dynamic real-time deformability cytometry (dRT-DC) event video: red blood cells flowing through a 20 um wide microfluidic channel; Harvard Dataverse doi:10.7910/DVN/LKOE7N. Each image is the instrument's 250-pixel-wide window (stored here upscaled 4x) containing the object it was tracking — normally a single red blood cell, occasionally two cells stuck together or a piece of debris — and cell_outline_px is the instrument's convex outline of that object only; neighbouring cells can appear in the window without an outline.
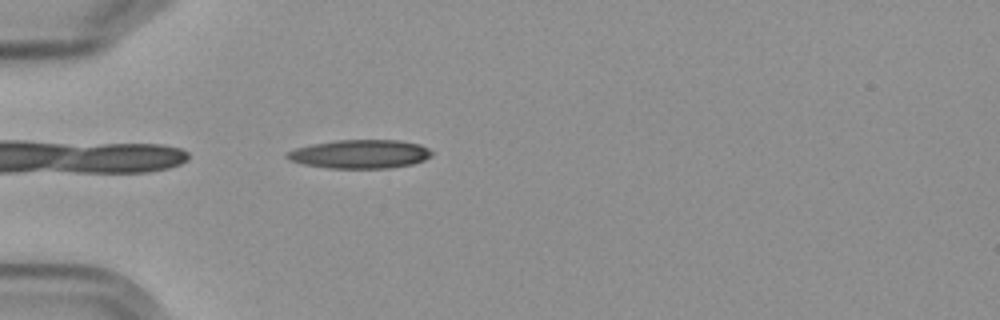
{"species": "Egyptian fruit bat (a non-hibernating species)", "species_latin": "Rousettus aegyptiacus", "temperature_condition": "cold", "stored_images_in_passage": 1, "camera_frame_rate_fps": 3000, "um_per_image_px": 0.085, "frame": {"image": 1, "passage_image": 1, "time_ms": 0.0, "image_size_px": [1000, 320], "cell_outline_px": [[432, 156], [424, 160], [412, 164], [388, 168], [328, 168], [304, 164], [292, 160], [284, 156], [284, 152], [296, 148], [312, 144], [336, 140], [400, 140], [420, 144], [428, 148], [432, 152]], "centroid_in_image_um": [30.61, 13.09], "position_along_channel_um": 54.4, "area_um2": 24.22}}